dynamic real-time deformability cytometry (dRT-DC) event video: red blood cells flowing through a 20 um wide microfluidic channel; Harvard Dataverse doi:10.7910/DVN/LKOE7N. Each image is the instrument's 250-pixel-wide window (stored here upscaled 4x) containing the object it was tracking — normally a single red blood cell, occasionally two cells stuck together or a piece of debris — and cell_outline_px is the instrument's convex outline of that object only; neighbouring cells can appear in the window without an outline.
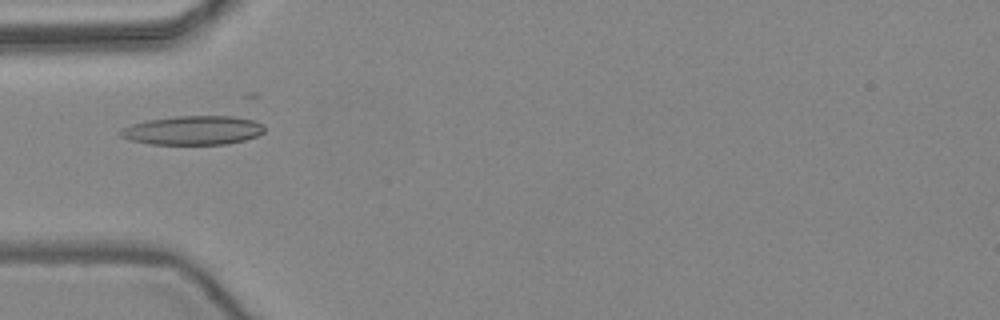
{"species": "common noctule bat (a hibernating species)", "species_latin": "Nyctalus noctula", "temperature_condition": "warm", "stored_images_in_passage": 42, "camera_frame_rate_fps": 3000, "um_per_image_px": 0.085, "animal": {"sex": "female", "body_mass_g": 24.6, "forearm_length_mm": 56.2}, "frame": {"image": 1, "passage_image": 17, "time_ms": 5.333, "image_size_px": [1000, 320], "cell_outline_px": [[264, 132], [256, 136], [244, 140], [224, 144], [152, 144], [132, 140], [120, 136], [120, 132], [124, 128], [132, 124], [148, 120], [176, 116], [232, 116], [252, 120], [264, 124]], "centroid_in_image_um": [16.44, 11.07], "position_along_channel_um": 68.6, "area_um2": 24.04}}
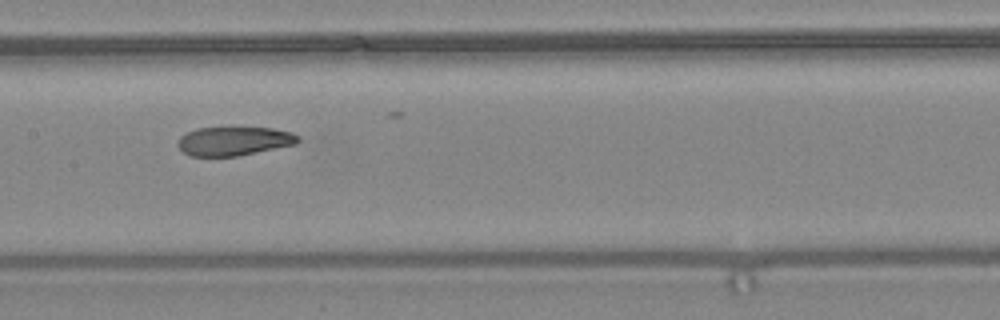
{"frame": {"image": 2, "passage_image": 26, "time_ms": 8.333, "image_size_px": [1000, 320], "cell_outline_px": [[300, 140], [296, 144], [236, 156], [188, 156], [176, 144], [180, 136], [196, 128], [272, 128], [292, 132], [300, 136]], "centroid_in_image_um": [19.88, 11.99], "position_along_channel_um": 187.5, "area_um2": 20.11}}
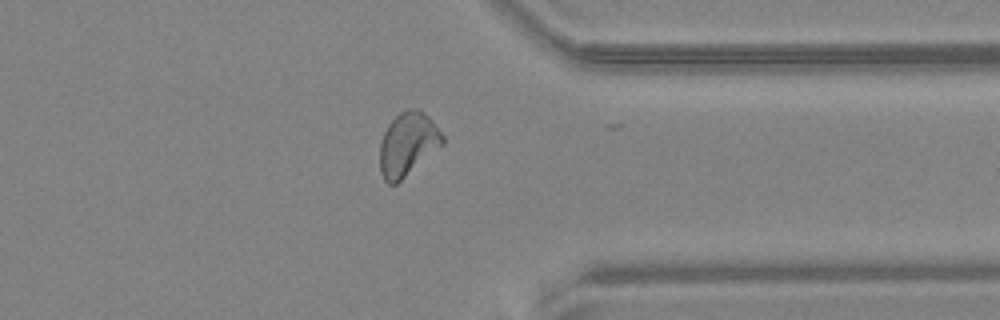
{"frame": {"image": 3, "passage_image": 41, "time_ms": 13.333, "image_size_px": [1000, 320], "cell_outline_px": [[444, 144], [396, 184], [388, 184], [384, 180], [380, 172], [380, 144], [384, 132], [388, 124], [400, 112], [408, 108], [420, 108], [432, 120], [444, 136]], "centroid_in_image_um": [34.66, 12.24], "position_along_channel_um": 376.7, "area_um2": 23.24}, "authors_computed_cell_mechanics": {"area_um2": 21.9351, "velocity_mm_per_s": 3.9279, "shape_relaxation_time_tau1_ms": 6.4429, "shape_relaxation_time_tau2_ms": 1.7751, "deformation_change_tau1": 0.1896, "deformation_change_tau2": 0.0807}}